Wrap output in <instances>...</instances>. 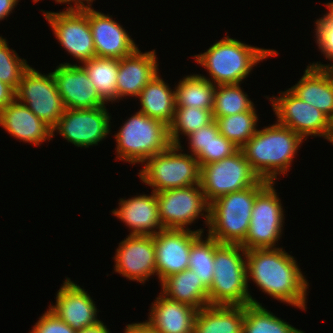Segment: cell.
I'll return each instance as SVG.
<instances>
[{
  "label": "cell",
  "instance_id": "1",
  "mask_svg": "<svg viewBox=\"0 0 333 333\" xmlns=\"http://www.w3.org/2000/svg\"><path fill=\"white\" fill-rule=\"evenodd\" d=\"M247 277L274 299L306 309L308 283L296 260L283 248L246 250Z\"/></svg>",
  "mask_w": 333,
  "mask_h": 333
},
{
  "label": "cell",
  "instance_id": "2",
  "mask_svg": "<svg viewBox=\"0 0 333 333\" xmlns=\"http://www.w3.org/2000/svg\"><path fill=\"white\" fill-rule=\"evenodd\" d=\"M303 140L290 128L276 123L257 130L240 149L258 176L274 183L279 173L288 171Z\"/></svg>",
  "mask_w": 333,
  "mask_h": 333
},
{
  "label": "cell",
  "instance_id": "3",
  "mask_svg": "<svg viewBox=\"0 0 333 333\" xmlns=\"http://www.w3.org/2000/svg\"><path fill=\"white\" fill-rule=\"evenodd\" d=\"M242 256L246 257V250L241 245L221 244L215 239L214 275L208 289L209 305H260L248 292L246 259Z\"/></svg>",
  "mask_w": 333,
  "mask_h": 333
},
{
  "label": "cell",
  "instance_id": "4",
  "mask_svg": "<svg viewBox=\"0 0 333 333\" xmlns=\"http://www.w3.org/2000/svg\"><path fill=\"white\" fill-rule=\"evenodd\" d=\"M277 54L276 50L252 47L226 36L194 58L209 71L214 83L227 85L239 84L261 60Z\"/></svg>",
  "mask_w": 333,
  "mask_h": 333
},
{
  "label": "cell",
  "instance_id": "5",
  "mask_svg": "<svg viewBox=\"0 0 333 333\" xmlns=\"http://www.w3.org/2000/svg\"><path fill=\"white\" fill-rule=\"evenodd\" d=\"M270 182L218 197L209 204L208 235L221 244L240 245L247 235L256 196Z\"/></svg>",
  "mask_w": 333,
  "mask_h": 333
},
{
  "label": "cell",
  "instance_id": "6",
  "mask_svg": "<svg viewBox=\"0 0 333 333\" xmlns=\"http://www.w3.org/2000/svg\"><path fill=\"white\" fill-rule=\"evenodd\" d=\"M126 121L115 135L117 158L131 164H143L172 145L169 126L164 122L139 111Z\"/></svg>",
  "mask_w": 333,
  "mask_h": 333
},
{
  "label": "cell",
  "instance_id": "7",
  "mask_svg": "<svg viewBox=\"0 0 333 333\" xmlns=\"http://www.w3.org/2000/svg\"><path fill=\"white\" fill-rule=\"evenodd\" d=\"M181 148V145H171L145 161L139 176L142 182L154 188L152 191L155 193L200 183L198 160L192 154L176 153Z\"/></svg>",
  "mask_w": 333,
  "mask_h": 333
},
{
  "label": "cell",
  "instance_id": "8",
  "mask_svg": "<svg viewBox=\"0 0 333 333\" xmlns=\"http://www.w3.org/2000/svg\"><path fill=\"white\" fill-rule=\"evenodd\" d=\"M262 179L239 149L220 161L200 167V187L210 204L220 196L258 184Z\"/></svg>",
  "mask_w": 333,
  "mask_h": 333
},
{
  "label": "cell",
  "instance_id": "9",
  "mask_svg": "<svg viewBox=\"0 0 333 333\" xmlns=\"http://www.w3.org/2000/svg\"><path fill=\"white\" fill-rule=\"evenodd\" d=\"M15 95L18 102L26 105L51 128L64 114L65 106L52 73L42 75L29 66L22 74Z\"/></svg>",
  "mask_w": 333,
  "mask_h": 333
},
{
  "label": "cell",
  "instance_id": "10",
  "mask_svg": "<svg viewBox=\"0 0 333 333\" xmlns=\"http://www.w3.org/2000/svg\"><path fill=\"white\" fill-rule=\"evenodd\" d=\"M273 185L269 183L255 198L249 229L240 244L245 250L274 248L282 235L284 214Z\"/></svg>",
  "mask_w": 333,
  "mask_h": 333
},
{
  "label": "cell",
  "instance_id": "11",
  "mask_svg": "<svg viewBox=\"0 0 333 333\" xmlns=\"http://www.w3.org/2000/svg\"><path fill=\"white\" fill-rule=\"evenodd\" d=\"M159 218L164 229H186L202 211L208 225L209 203L200 184L156 193ZM185 227V228H184Z\"/></svg>",
  "mask_w": 333,
  "mask_h": 333
},
{
  "label": "cell",
  "instance_id": "12",
  "mask_svg": "<svg viewBox=\"0 0 333 333\" xmlns=\"http://www.w3.org/2000/svg\"><path fill=\"white\" fill-rule=\"evenodd\" d=\"M43 13L57 40L73 57L82 63L96 57L88 15L81 8Z\"/></svg>",
  "mask_w": 333,
  "mask_h": 333
},
{
  "label": "cell",
  "instance_id": "13",
  "mask_svg": "<svg viewBox=\"0 0 333 333\" xmlns=\"http://www.w3.org/2000/svg\"><path fill=\"white\" fill-rule=\"evenodd\" d=\"M270 101H272L278 124L290 128L303 139L309 135L327 139L331 119L316 107L302 101L289 89L280 97Z\"/></svg>",
  "mask_w": 333,
  "mask_h": 333
},
{
  "label": "cell",
  "instance_id": "14",
  "mask_svg": "<svg viewBox=\"0 0 333 333\" xmlns=\"http://www.w3.org/2000/svg\"><path fill=\"white\" fill-rule=\"evenodd\" d=\"M106 107L91 109H65L57 124L52 128L58 130L68 142L78 147L96 145L109 134L110 118Z\"/></svg>",
  "mask_w": 333,
  "mask_h": 333
},
{
  "label": "cell",
  "instance_id": "15",
  "mask_svg": "<svg viewBox=\"0 0 333 333\" xmlns=\"http://www.w3.org/2000/svg\"><path fill=\"white\" fill-rule=\"evenodd\" d=\"M202 233V229H162L154 235L156 275L160 282L188 269L191 246Z\"/></svg>",
  "mask_w": 333,
  "mask_h": 333
},
{
  "label": "cell",
  "instance_id": "16",
  "mask_svg": "<svg viewBox=\"0 0 333 333\" xmlns=\"http://www.w3.org/2000/svg\"><path fill=\"white\" fill-rule=\"evenodd\" d=\"M116 252L114 270L129 280L144 283L156 273L154 236L129 234Z\"/></svg>",
  "mask_w": 333,
  "mask_h": 333
},
{
  "label": "cell",
  "instance_id": "17",
  "mask_svg": "<svg viewBox=\"0 0 333 333\" xmlns=\"http://www.w3.org/2000/svg\"><path fill=\"white\" fill-rule=\"evenodd\" d=\"M65 109H91L105 106L85 69L69 63L60 64L52 72Z\"/></svg>",
  "mask_w": 333,
  "mask_h": 333
},
{
  "label": "cell",
  "instance_id": "18",
  "mask_svg": "<svg viewBox=\"0 0 333 333\" xmlns=\"http://www.w3.org/2000/svg\"><path fill=\"white\" fill-rule=\"evenodd\" d=\"M81 9L88 15L96 57L120 60L138 48L125 29L110 16L97 12L90 6Z\"/></svg>",
  "mask_w": 333,
  "mask_h": 333
},
{
  "label": "cell",
  "instance_id": "19",
  "mask_svg": "<svg viewBox=\"0 0 333 333\" xmlns=\"http://www.w3.org/2000/svg\"><path fill=\"white\" fill-rule=\"evenodd\" d=\"M51 310L60 320L66 322L76 332L97 324V309L90 295L67 278L58 290L55 306Z\"/></svg>",
  "mask_w": 333,
  "mask_h": 333
},
{
  "label": "cell",
  "instance_id": "20",
  "mask_svg": "<svg viewBox=\"0 0 333 333\" xmlns=\"http://www.w3.org/2000/svg\"><path fill=\"white\" fill-rule=\"evenodd\" d=\"M155 50L142 53L138 48L119 60L116 82L117 99L138 97L141 90L158 74Z\"/></svg>",
  "mask_w": 333,
  "mask_h": 333
},
{
  "label": "cell",
  "instance_id": "21",
  "mask_svg": "<svg viewBox=\"0 0 333 333\" xmlns=\"http://www.w3.org/2000/svg\"><path fill=\"white\" fill-rule=\"evenodd\" d=\"M152 304L149 321L142 323L153 333H193L196 308L161 293Z\"/></svg>",
  "mask_w": 333,
  "mask_h": 333
},
{
  "label": "cell",
  "instance_id": "22",
  "mask_svg": "<svg viewBox=\"0 0 333 333\" xmlns=\"http://www.w3.org/2000/svg\"><path fill=\"white\" fill-rule=\"evenodd\" d=\"M0 125L15 138L35 146L53 137L52 128L16 99L0 111Z\"/></svg>",
  "mask_w": 333,
  "mask_h": 333
},
{
  "label": "cell",
  "instance_id": "23",
  "mask_svg": "<svg viewBox=\"0 0 333 333\" xmlns=\"http://www.w3.org/2000/svg\"><path fill=\"white\" fill-rule=\"evenodd\" d=\"M119 209L112 213L132 228L130 235L154 236L163 228L159 218L156 193L140 195L125 200L120 199ZM155 229H158V232Z\"/></svg>",
  "mask_w": 333,
  "mask_h": 333
},
{
  "label": "cell",
  "instance_id": "24",
  "mask_svg": "<svg viewBox=\"0 0 333 333\" xmlns=\"http://www.w3.org/2000/svg\"><path fill=\"white\" fill-rule=\"evenodd\" d=\"M289 90L333 119V79L326 69L307 66L302 78Z\"/></svg>",
  "mask_w": 333,
  "mask_h": 333
},
{
  "label": "cell",
  "instance_id": "25",
  "mask_svg": "<svg viewBox=\"0 0 333 333\" xmlns=\"http://www.w3.org/2000/svg\"><path fill=\"white\" fill-rule=\"evenodd\" d=\"M245 306L209 305L198 310L193 333H242Z\"/></svg>",
  "mask_w": 333,
  "mask_h": 333
},
{
  "label": "cell",
  "instance_id": "26",
  "mask_svg": "<svg viewBox=\"0 0 333 333\" xmlns=\"http://www.w3.org/2000/svg\"><path fill=\"white\" fill-rule=\"evenodd\" d=\"M162 295L197 310L209 306L208 288L191 269L168 276L161 282Z\"/></svg>",
  "mask_w": 333,
  "mask_h": 333
},
{
  "label": "cell",
  "instance_id": "27",
  "mask_svg": "<svg viewBox=\"0 0 333 333\" xmlns=\"http://www.w3.org/2000/svg\"><path fill=\"white\" fill-rule=\"evenodd\" d=\"M142 112L166 125L173 122L175 114V91H172L157 74L139 93Z\"/></svg>",
  "mask_w": 333,
  "mask_h": 333
},
{
  "label": "cell",
  "instance_id": "28",
  "mask_svg": "<svg viewBox=\"0 0 333 333\" xmlns=\"http://www.w3.org/2000/svg\"><path fill=\"white\" fill-rule=\"evenodd\" d=\"M216 85L201 75L186 76L175 88V107L213 110Z\"/></svg>",
  "mask_w": 333,
  "mask_h": 333
},
{
  "label": "cell",
  "instance_id": "29",
  "mask_svg": "<svg viewBox=\"0 0 333 333\" xmlns=\"http://www.w3.org/2000/svg\"><path fill=\"white\" fill-rule=\"evenodd\" d=\"M82 64L100 97L105 102L117 100L119 59L94 57Z\"/></svg>",
  "mask_w": 333,
  "mask_h": 333
},
{
  "label": "cell",
  "instance_id": "30",
  "mask_svg": "<svg viewBox=\"0 0 333 333\" xmlns=\"http://www.w3.org/2000/svg\"><path fill=\"white\" fill-rule=\"evenodd\" d=\"M242 333H304L265 309L262 304L245 305Z\"/></svg>",
  "mask_w": 333,
  "mask_h": 333
},
{
  "label": "cell",
  "instance_id": "31",
  "mask_svg": "<svg viewBox=\"0 0 333 333\" xmlns=\"http://www.w3.org/2000/svg\"><path fill=\"white\" fill-rule=\"evenodd\" d=\"M258 116L255 108L239 114L218 117L219 132L226 139L241 148L257 131Z\"/></svg>",
  "mask_w": 333,
  "mask_h": 333
},
{
  "label": "cell",
  "instance_id": "32",
  "mask_svg": "<svg viewBox=\"0 0 333 333\" xmlns=\"http://www.w3.org/2000/svg\"><path fill=\"white\" fill-rule=\"evenodd\" d=\"M254 107L239 84L217 85L214 91L213 118L250 111Z\"/></svg>",
  "mask_w": 333,
  "mask_h": 333
},
{
  "label": "cell",
  "instance_id": "33",
  "mask_svg": "<svg viewBox=\"0 0 333 333\" xmlns=\"http://www.w3.org/2000/svg\"><path fill=\"white\" fill-rule=\"evenodd\" d=\"M200 234L191 246L189 253L188 268L196 273V276L209 289L213 282L214 275V252L215 239L207 235V239H202Z\"/></svg>",
  "mask_w": 333,
  "mask_h": 333
},
{
  "label": "cell",
  "instance_id": "34",
  "mask_svg": "<svg viewBox=\"0 0 333 333\" xmlns=\"http://www.w3.org/2000/svg\"><path fill=\"white\" fill-rule=\"evenodd\" d=\"M212 111L194 107H176L173 122L169 125L172 145H180V131L188 136L199 128L210 124L214 120Z\"/></svg>",
  "mask_w": 333,
  "mask_h": 333
},
{
  "label": "cell",
  "instance_id": "35",
  "mask_svg": "<svg viewBox=\"0 0 333 333\" xmlns=\"http://www.w3.org/2000/svg\"><path fill=\"white\" fill-rule=\"evenodd\" d=\"M14 52V50L9 49L6 40L0 37V81L16 90L22 74L29 65L25 59L22 60Z\"/></svg>",
  "mask_w": 333,
  "mask_h": 333
},
{
  "label": "cell",
  "instance_id": "36",
  "mask_svg": "<svg viewBox=\"0 0 333 333\" xmlns=\"http://www.w3.org/2000/svg\"><path fill=\"white\" fill-rule=\"evenodd\" d=\"M239 149L240 148H238L233 142L229 141L219 133L217 136L210 139L206 149H202L195 158L198 160L201 167L229 157Z\"/></svg>",
  "mask_w": 333,
  "mask_h": 333
},
{
  "label": "cell",
  "instance_id": "37",
  "mask_svg": "<svg viewBox=\"0 0 333 333\" xmlns=\"http://www.w3.org/2000/svg\"><path fill=\"white\" fill-rule=\"evenodd\" d=\"M315 23L318 47L327 59L333 61V19L326 13Z\"/></svg>",
  "mask_w": 333,
  "mask_h": 333
},
{
  "label": "cell",
  "instance_id": "38",
  "mask_svg": "<svg viewBox=\"0 0 333 333\" xmlns=\"http://www.w3.org/2000/svg\"><path fill=\"white\" fill-rule=\"evenodd\" d=\"M30 333H77L66 322L60 320L51 310H47L34 325Z\"/></svg>",
  "mask_w": 333,
  "mask_h": 333
},
{
  "label": "cell",
  "instance_id": "39",
  "mask_svg": "<svg viewBox=\"0 0 333 333\" xmlns=\"http://www.w3.org/2000/svg\"><path fill=\"white\" fill-rule=\"evenodd\" d=\"M219 127L214 119L210 124L199 128L195 132L188 135L189 139V146L191 149L192 155L196 157L202 149H206L208 142L213 137L217 136L219 134Z\"/></svg>",
  "mask_w": 333,
  "mask_h": 333
},
{
  "label": "cell",
  "instance_id": "40",
  "mask_svg": "<svg viewBox=\"0 0 333 333\" xmlns=\"http://www.w3.org/2000/svg\"><path fill=\"white\" fill-rule=\"evenodd\" d=\"M16 99L15 89L0 81V111Z\"/></svg>",
  "mask_w": 333,
  "mask_h": 333
},
{
  "label": "cell",
  "instance_id": "41",
  "mask_svg": "<svg viewBox=\"0 0 333 333\" xmlns=\"http://www.w3.org/2000/svg\"><path fill=\"white\" fill-rule=\"evenodd\" d=\"M18 0H0V20L4 19L17 5Z\"/></svg>",
  "mask_w": 333,
  "mask_h": 333
},
{
  "label": "cell",
  "instance_id": "42",
  "mask_svg": "<svg viewBox=\"0 0 333 333\" xmlns=\"http://www.w3.org/2000/svg\"><path fill=\"white\" fill-rule=\"evenodd\" d=\"M77 333H110L107 327L99 321L97 324L85 327L82 330L78 331Z\"/></svg>",
  "mask_w": 333,
  "mask_h": 333
},
{
  "label": "cell",
  "instance_id": "43",
  "mask_svg": "<svg viewBox=\"0 0 333 333\" xmlns=\"http://www.w3.org/2000/svg\"><path fill=\"white\" fill-rule=\"evenodd\" d=\"M124 333H153L143 323L128 324Z\"/></svg>",
  "mask_w": 333,
  "mask_h": 333
},
{
  "label": "cell",
  "instance_id": "44",
  "mask_svg": "<svg viewBox=\"0 0 333 333\" xmlns=\"http://www.w3.org/2000/svg\"><path fill=\"white\" fill-rule=\"evenodd\" d=\"M56 2H58V3H66V2H75L74 4H75V6H72L71 4H70V8H82V7H85V6H87V5H85L84 3H83V1H86L87 2V4H88V7L89 6H91L92 4H91V2H93V0H55Z\"/></svg>",
  "mask_w": 333,
  "mask_h": 333
},
{
  "label": "cell",
  "instance_id": "45",
  "mask_svg": "<svg viewBox=\"0 0 333 333\" xmlns=\"http://www.w3.org/2000/svg\"><path fill=\"white\" fill-rule=\"evenodd\" d=\"M310 66L326 69L333 79V65H323V64H318L317 62L315 64L313 63L312 65L310 64Z\"/></svg>",
  "mask_w": 333,
  "mask_h": 333
},
{
  "label": "cell",
  "instance_id": "46",
  "mask_svg": "<svg viewBox=\"0 0 333 333\" xmlns=\"http://www.w3.org/2000/svg\"><path fill=\"white\" fill-rule=\"evenodd\" d=\"M327 140H329L333 144V119H331L330 132H329V135L327 137Z\"/></svg>",
  "mask_w": 333,
  "mask_h": 333
},
{
  "label": "cell",
  "instance_id": "47",
  "mask_svg": "<svg viewBox=\"0 0 333 333\" xmlns=\"http://www.w3.org/2000/svg\"><path fill=\"white\" fill-rule=\"evenodd\" d=\"M329 9V13H327L333 19V2L326 4Z\"/></svg>",
  "mask_w": 333,
  "mask_h": 333
}]
</instances>
